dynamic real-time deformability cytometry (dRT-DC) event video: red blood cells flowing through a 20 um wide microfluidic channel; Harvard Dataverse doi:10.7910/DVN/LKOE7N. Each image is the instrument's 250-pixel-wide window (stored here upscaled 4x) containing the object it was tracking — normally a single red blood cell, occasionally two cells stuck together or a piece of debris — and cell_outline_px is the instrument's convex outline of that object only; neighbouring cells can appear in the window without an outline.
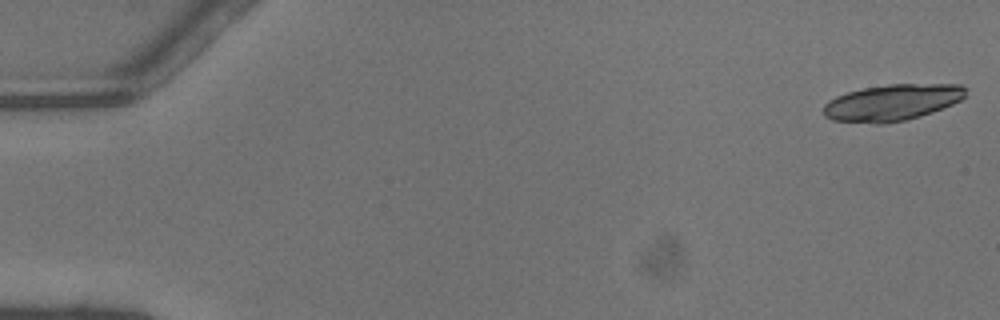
{"species": "common noctule bat (a hibernating species)", "species_latin": "Nyctalus noctula", "temperature_condition": "warm", "stored_images_in_passage": 17, "camera_frame_rate_fps": 3000, "um_per_image_px": 0.085, "animal": {"sex": "male", "body_mass_g": 13.3}, "frame": {"image": 1, "passage_image": 1, "time_ms": 0.0, "image_size_px": [1000, 320], "cell_outline_px": [[968, 88], [964, 96], [960, 100], [952, 104], [932, 112], [920, 116], [904, 120], [884, 124], [876, 124], [832, 120], [824, 116], [824, 104], [828, 100], [836, 96], [848, 92], [864, 88], [888, 84], [960, 84]], "centroid_in_image_um": [75.83, 8.71], "position_along_channel_um": 9.2, "area_um2": 30.17}}